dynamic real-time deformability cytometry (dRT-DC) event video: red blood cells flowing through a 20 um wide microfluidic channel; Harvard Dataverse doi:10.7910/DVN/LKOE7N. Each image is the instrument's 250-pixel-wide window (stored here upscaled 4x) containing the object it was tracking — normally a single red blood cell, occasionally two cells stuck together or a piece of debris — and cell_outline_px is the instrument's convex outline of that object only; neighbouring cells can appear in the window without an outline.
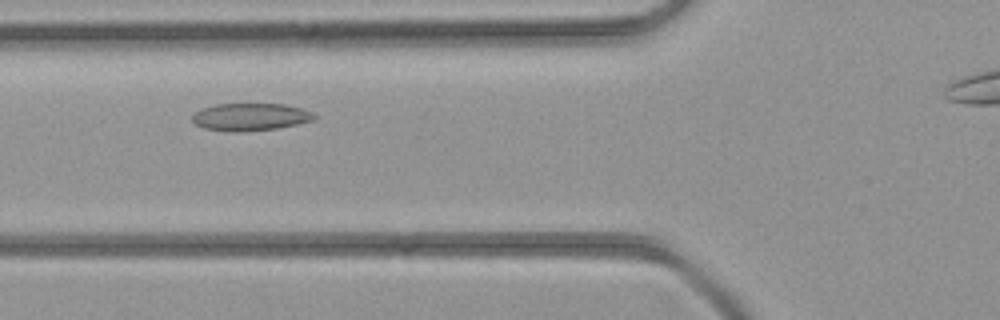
{"species": "common noctule bat (a hibernating species)", "species_latin": "Nyctalus noctula", "temperature_condition": "room temperature", "stored_images_in_passage": 27, "camera_frame_rate_fps": 3000, "um_per_image_px": 0.085, "animal": {"sex": "female", "body_mass_g": 21.9}, "frame": {"image": 1, "passage_image": 5, "time_ms": 1.333, "image_size_px": [1000, 320], "cell_outline_px": [[316, 116], [312, 120], [296, 124], [276, 128], [236, 132], [204, 128], [196, 124], [192, 120], [192, 116], [196, 112], [204, 108], [216, 104], [284, 104], [300, 108], [312, 112]], "centroid_in_image_um": [21.27, 9.93], "position_along_channel_um": 104.5, "area_um2": 19.13}}
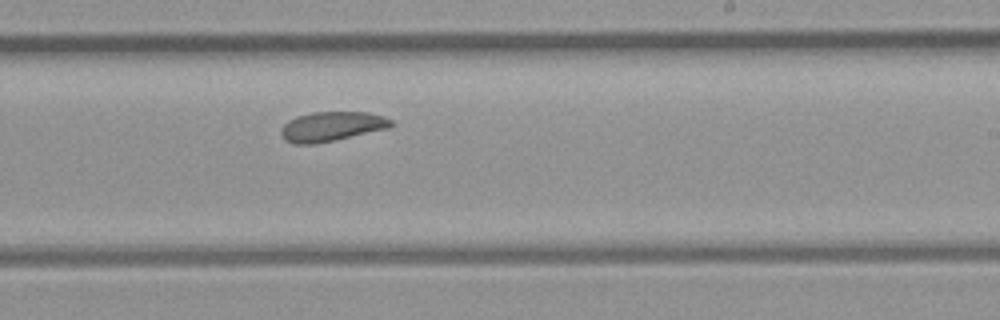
{"frame": {"image": 2, "passage_image": 15, "time_ms": 4.667, "image_size_px": [1000, 320], "cell_outline_px": [[392, 124], [388, 128], [316, 144], [296, 144], [284, 140], [280, 132], [280, 128], [288, 120], [296, 116], [312, 112], [368, 112], [384, 116], [392, 120]], "centroid_in_image_um": [28.15, 10.74], "position_along_channel_um": 260.9, "area_um2": 18.96}}
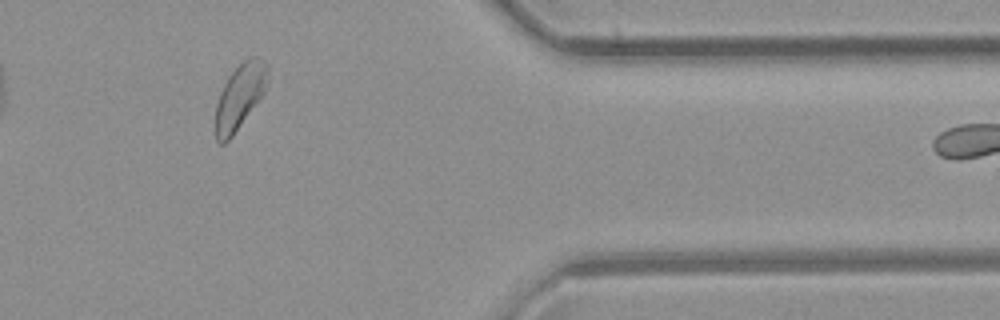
{"frame": {"image": 3, "passage_image": 25, "time_ms": 8.0, "image_size_px": [1000, 320], "cell_outline_px": [[268, 84], [264, 92], [232, 136], [224, 144], [220, 144], [216, 140], [216, 104], [220, 92], [228, 76], [248, 56], [260, 56], [268, 64]], "centroid_in_image_um": [20.4, 8.15], "position_along_channel_um": 391.0, "area_um2": 19.71}}